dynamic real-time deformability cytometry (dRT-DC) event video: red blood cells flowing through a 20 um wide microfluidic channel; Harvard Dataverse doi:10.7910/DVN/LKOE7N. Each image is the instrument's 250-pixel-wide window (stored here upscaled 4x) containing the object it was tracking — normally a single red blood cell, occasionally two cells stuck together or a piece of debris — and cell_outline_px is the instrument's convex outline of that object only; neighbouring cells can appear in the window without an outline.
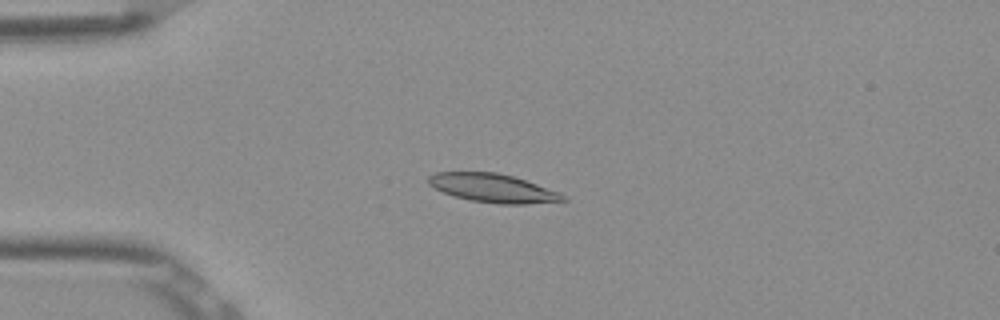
{"species": "Egyptian fruit bat (a non-hibernating species)", "species_latin": "Rousettus aegyptiacus", "temperature_condition": "room temperature", "stored_images_in_passage": 6, "camera_frame_rate_fps": 3000, "um_per_image_px": 0.085, "frame": {"image": 1, "passage_image": 4, "time_ms": 1.0, "image_size_px": [1000, 320], "cell_outline_px": [[568, 200], [524, 204], [500, 204], [472, 200], [456, 196], [444, 192], [428, 184], [428, 176], [436, 172], [496, 172], [512, 176], [560, 192], [568, 196]], "centroid_in_image_um": [41.93, 15.98], "position_along_channel_um": 43.1, "area_um2": 22.14}}
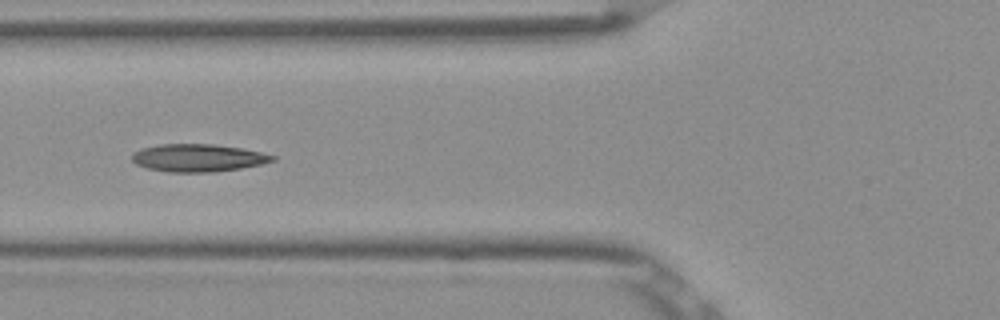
{"frame": {"image": 2, "passage_image": 6, "time_ms": 1.667, "image_size_px": [1000, 320], "cell_outline_px": [[276, 160], [260, 164], [240, 168], [212, 172], [168, 172], [148, 168], [136, 164], [132, 160], [132, 152], [140, 148], [160, 144], [212, 144], [240, 148], [260, 152], [276, 156]], "centroid_in_image_um": [16.79, 13.41], "position_along_channel_um": 109.0, "area_um2": 22.54}}